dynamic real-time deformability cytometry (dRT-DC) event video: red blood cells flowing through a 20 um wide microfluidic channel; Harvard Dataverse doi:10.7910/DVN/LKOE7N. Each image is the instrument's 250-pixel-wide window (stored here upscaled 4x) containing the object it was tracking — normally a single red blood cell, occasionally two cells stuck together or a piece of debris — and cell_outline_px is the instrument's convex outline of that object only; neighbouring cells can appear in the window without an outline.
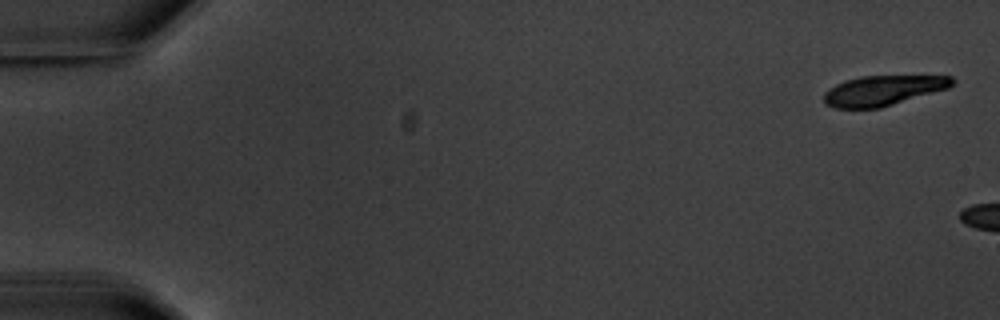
{"species": "common noctule bat (a hibernating species)", "species_latin": "Nyctalus noctula", "temperature_condition": "warm", "stored_images_in_passage": 3, "camera_frame_rate_fps": 3000, "um_per_image_px": 0.085, "animal": {"sex": "male", "body_mass_g": 20.1, "forearm_length_mm": 53.5}, "frame": {"image": 1, "passage_image": 1, "time_ms": 0.0, "image_size_px": [1000, 320], "cell_outline_px": [[956, 84], [948, 88], [880, 108], [836, 108], [824, 104], [824, 92], [836, 84], [844, 80], [860, 76], [952, 76], [956, 80]], "centroid_in_image_um": [75.06, 7.68], "position_along_channel_um": 9.9, "area_um2": 22.48}}